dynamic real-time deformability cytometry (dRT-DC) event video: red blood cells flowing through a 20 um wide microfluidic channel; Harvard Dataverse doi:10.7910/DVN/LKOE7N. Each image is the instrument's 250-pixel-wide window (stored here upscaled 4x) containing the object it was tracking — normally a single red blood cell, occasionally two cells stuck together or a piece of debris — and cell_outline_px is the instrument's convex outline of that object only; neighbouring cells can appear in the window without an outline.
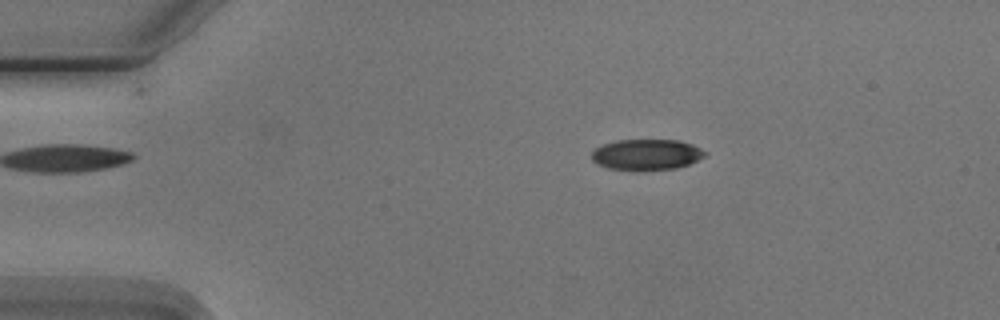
{"species": "Egyptian fruit bat (a non-hibernating species)", "species_latin": "Rousettus aegyptiacus", "temperature_condition": "cold", "stored_images_in_passage": 3, "camera_frame_rate_fps": 3000, "um_per_image_px": 0.085, "animal": {"sex": "male"}, "frame": {"image": 1, "passage_image": 1, "time_ms": 0.0, "image_size_px": [1000, 320], "cell_outline_px": [[708, 152], [704, 156], [688, 164], [676, 168], [608, 168], [592, 160], [592, 152], [600, 144], [616, 140], [680, 140], [692, 144]], "centroid_in_image_um": [54.96, 13.09], "position_along_channel_um": 30.0, "area_um2": 19.71}}
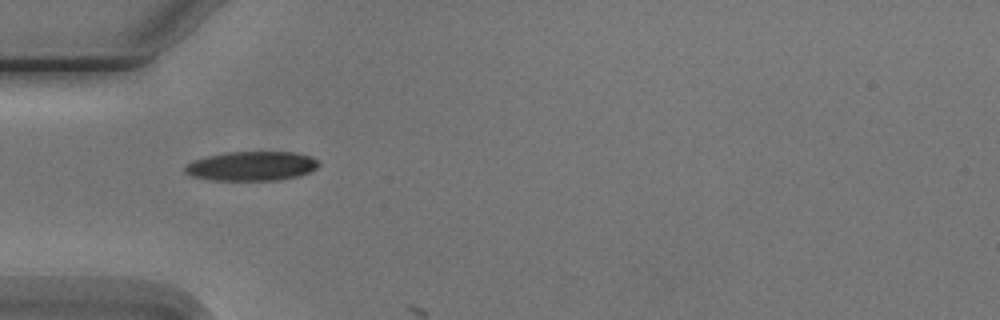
{"frame": {"image": 2, "passage_image": 2, "time_ms": 2.333, "image_size_px": [1000, 320], "cell_outline_px": [[320, 164], [312, 172], [300, 176], [280, 180], [212, 180], [192, 176], [184, 172], [184, 164], [192, 160], [208, 156], [228, 152], [296, 152], [312, 156]], "centroid_in_image_um": [21.4, 14.12], "position_along_channel_um": 63.6, "area_um2": 23.12}}